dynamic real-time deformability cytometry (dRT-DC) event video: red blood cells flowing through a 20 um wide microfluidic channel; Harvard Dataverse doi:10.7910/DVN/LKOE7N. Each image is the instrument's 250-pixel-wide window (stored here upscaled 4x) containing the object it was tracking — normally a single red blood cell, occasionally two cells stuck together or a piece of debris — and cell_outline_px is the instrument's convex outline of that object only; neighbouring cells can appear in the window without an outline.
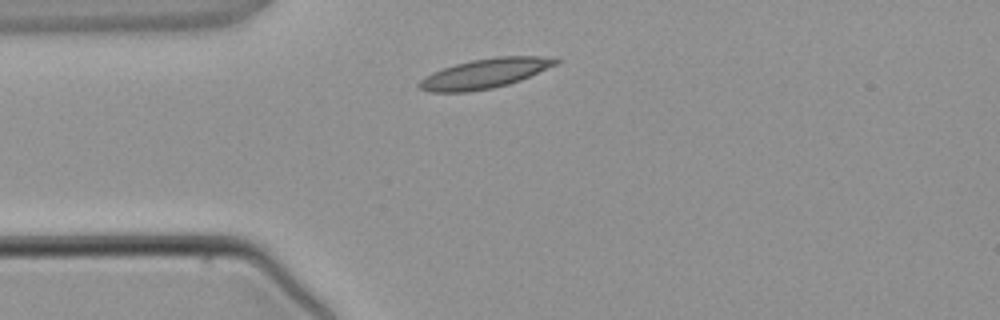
{"species": "common noctule bat (a hibernating species)", "species_latin": "Nyctalus noctula", "temperature_condition": "warm", "stored_images_in_passage": 1, "camera_frame_rate_fps": 3000, "um_per_image_px": 0.085, "animal": {"sex": "male", "body_mass_g": 21.5, "forearm_length_mm": 52.0}, "frame": {"image": 1, "passage_image": 1, "time_ms": 0.0, "image_size_px": [1000, 320], "cell_outline_px": [[560, 60], [556, 64], [520, 80], [508, 84], [492, 88], [468, 92], [432, 92], [420, 88], [416, 84], [424, 76], [432, 72], [456, 64], [472, 60], [496, 56], [556, 56]], "centroid_in_image_um": [41.22, 6.24], "position_along_channel_um": 43.8, "area_um2": 23.52}}